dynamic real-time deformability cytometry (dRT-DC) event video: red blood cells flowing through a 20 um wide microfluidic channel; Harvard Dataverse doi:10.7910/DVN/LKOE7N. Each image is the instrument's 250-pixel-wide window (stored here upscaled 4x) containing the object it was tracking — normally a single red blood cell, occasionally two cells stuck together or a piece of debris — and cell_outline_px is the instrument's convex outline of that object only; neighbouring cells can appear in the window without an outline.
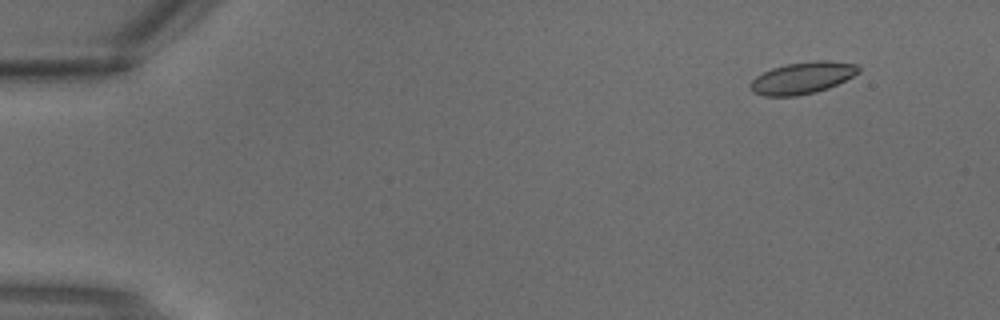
{"species": "common noctule bat (a hibernating species)", "species_latin": "Nyctalus noctula", "temperature_condition": "warm", "stored_images_in_passage": 4, "camera_frame_rate_fps": 3000, "um_per_image_px": 0.085, "animal": {"sex": "male", "body_mass_g": 18.8}, "frame": {"image": 1, "passage_image": 1, "time_ms": 0.0, "image_size_px": [1000, 320], "cell_outline_px": [[860, 72], [828, 88], [816, 92], [796, 96], [764, 96], [752, 92], [748, 84], [756, 76], [772, 68], [788, 64], [816, 60], [828, 60], [856, 64], [860, 68]], "centroid_in_image_um": [68.18, 6.62], "position_along_channel_um": 16.8, "area_um2": 20.0}}
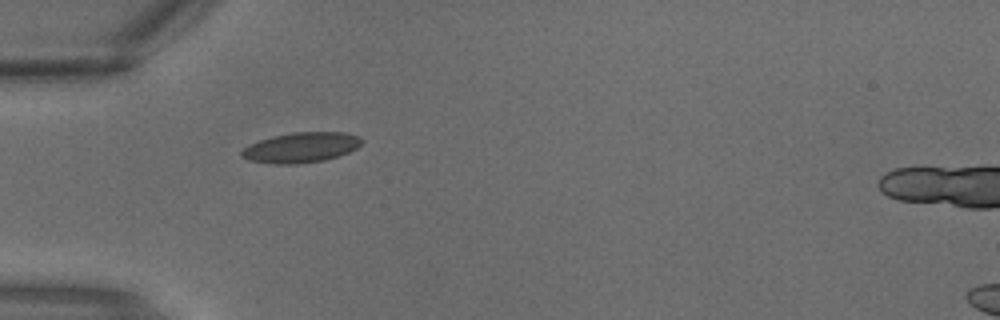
{"frame": {"image": 2, "passage_image": 3, "time_ms": 0.667, "image_size_px": [1000, 320], "cell_outline_px": [[364, 140], [356, 148], [340, 156], [324, 160], [296, 164], [272, 164], [248, 160], [240, 156], [240, 152], [244, 148], [260, 140], [272, 136], [292, 132], [344, 132], [360, 136]], "centroid_in_image_um": [25.6, 12.54], "position_along_channel_um": 59.4, "area_um2": 21.21}}